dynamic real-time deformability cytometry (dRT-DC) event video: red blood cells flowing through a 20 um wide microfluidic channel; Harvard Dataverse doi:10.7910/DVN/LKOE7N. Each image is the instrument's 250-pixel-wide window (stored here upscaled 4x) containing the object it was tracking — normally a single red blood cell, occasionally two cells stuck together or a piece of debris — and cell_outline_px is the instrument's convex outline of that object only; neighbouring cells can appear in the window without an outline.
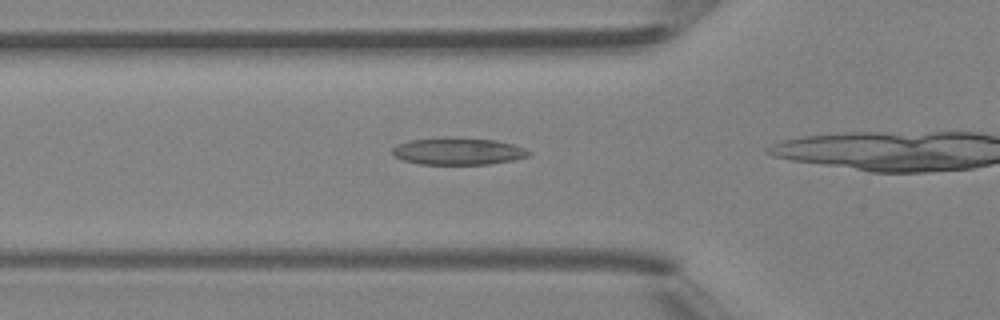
{"species": "Egyptian fruit bat (a non-hibernating species)", "species_latin": "Rousettus aegyptiacus", "temperature_condition": "room temperature", "stored_images_in_passage": 24, "camera_frame_rate_fps": 3000, "um_per_image_px": 0.085, "animal": {"sex": "female"}, "frame": {"image": 1, "passage_image": 2, "time_ms": 0.333, "image_size_px": [1000, 320], "cell_outline_px": [[532, 152], [528, 156], [512, 160], [488, 164], [420, 164], [404, 160], [392, 156], [392, 148], [396, 144], [412, 140], [444, 136], [452, 136], [496, 140], [512, 144], [524, 148]], "centroid_in_image_um": [38.9, 12.84], "position_along_channel_um": 86.9, "area_um2": 21.79}}
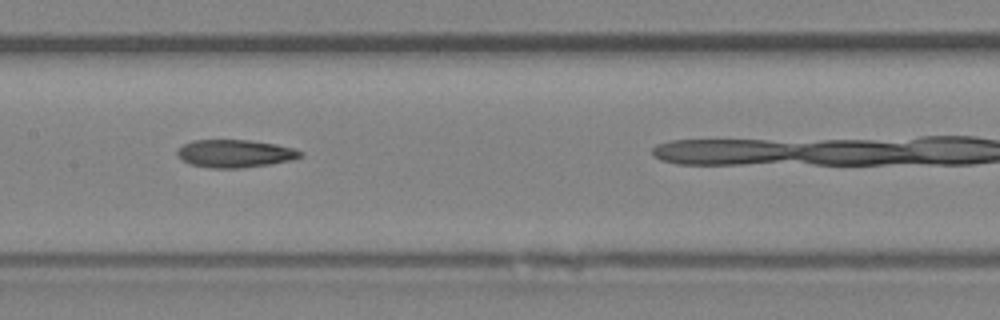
{"frame": {"image": 2, "passage_image": 9, "time_ms": 2.667, "image_size_px": [1000, 320], "cell_outline_px": [[304, 156], [292, 160], [244, 168], [208, 168], [188, 164], [180, 160], [176, 156], [176, 152], [184, 144], [192, 140], [248, 140], [276, 144], [292, 148], [304, 152]], "centroid_in_image_um": [19.94, 13.06], "position_along_channel_um": 187.5, "area_um2": 20.17}}
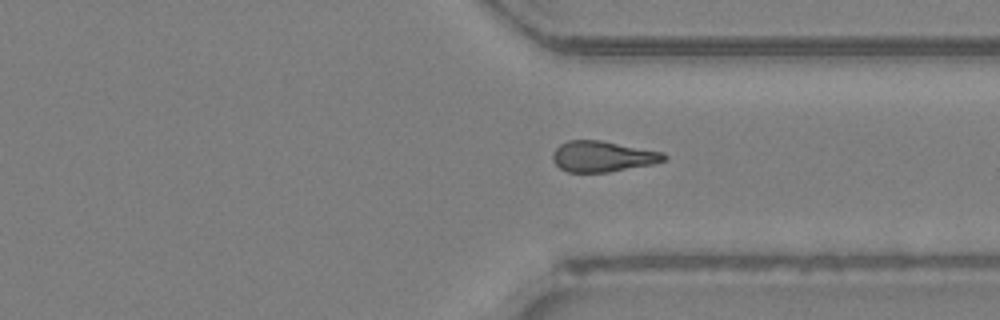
{"frame": {"image": 3, "passage_image": 21, "time_ms": 6.667, "image_size_px": [1000, 320], "cell_outline_px": [[668, 156], [664, 160], [652, 164], [608, 172], [568, 172], [560, 168], [552, 160], [552, 152], [560, 144], [568, 140], [600, 140], [664, 152]], "centroid_in_image_um": [51.21, 13.29], "position_along_channel_um": 360.2, "area_um2": 19.94}}